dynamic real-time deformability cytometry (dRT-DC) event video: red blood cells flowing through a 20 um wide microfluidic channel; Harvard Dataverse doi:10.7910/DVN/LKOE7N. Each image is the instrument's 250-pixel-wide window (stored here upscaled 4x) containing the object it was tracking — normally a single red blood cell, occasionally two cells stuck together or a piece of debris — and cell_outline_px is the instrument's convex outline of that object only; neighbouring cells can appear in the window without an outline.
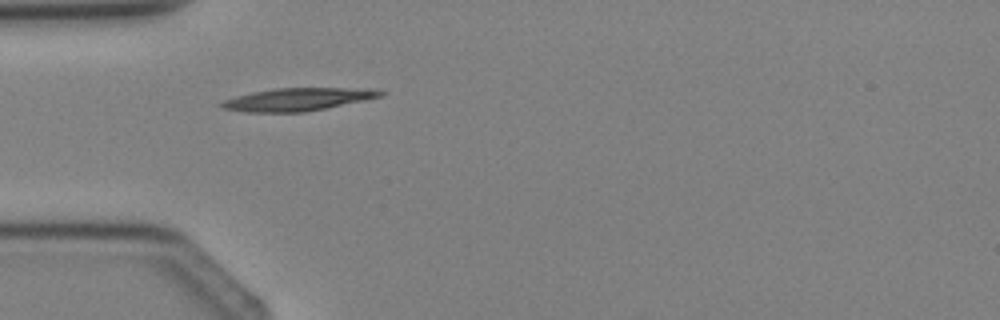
{"species": "Egyptian fruit bat (a non-hibernating species)", "species_latin": "Rousettus aegyptiacus", "temperature_condition": "cold", "stored_images_in_passage": 1, "camera_frame_rate_fps": 3000, "um_per_image_px": 0.085, "animal": {"sex": "female"}, "frame": {"image": 1, "passage_image": 1, "time_ms": 0.0, "image_size_px": [1000, 320], "cell_outline_px": [[384, 96], [304, 112], [244, 112], [220, 108], [216, 104], [224, 100], [236, 96], [252, 92], [272, 88], [368, 88], [384, 92]], "centroid_in_image_um": [25.23, 8.44], "position_along_channel_um": 59.8, "area_um2": 21.1}}